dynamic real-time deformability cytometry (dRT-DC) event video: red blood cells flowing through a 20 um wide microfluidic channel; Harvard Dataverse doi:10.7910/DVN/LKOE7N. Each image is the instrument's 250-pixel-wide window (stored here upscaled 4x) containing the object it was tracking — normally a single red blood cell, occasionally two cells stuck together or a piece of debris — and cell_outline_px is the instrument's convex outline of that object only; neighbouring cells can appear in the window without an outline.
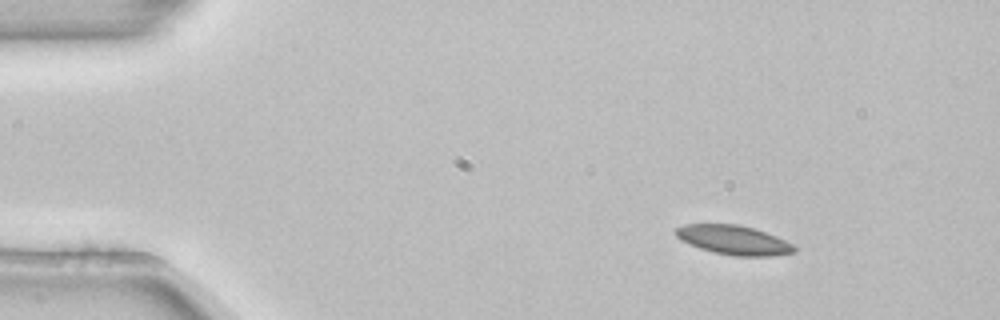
{"species": "common noctule bat (a hibernating species)", "species_latin": "Nyctalus noctula", "temperature_condition": "room temperature", "stored_images_in_passage": 3, "camera_frame_rate_fps": 3000, "um_per_image_px": 0.085, "animal": {"sex": "female", "body_mass_g": 22.7, "forearm_length_mm": 54.2}, "frame": {"image": 1, "passage_image": 1, "time_ms": 0.0, "image_size_px": [1000, 320], "cell_outline_px": [[796, 252], [772, 256], [736, 256], [712, 252], [700, 248], [680, 240], [672, 232], [676, 228], [684, 224], [740, 224], [776, 236], [792, 244], [796, 248]], "centroid_in_image_um": [62.33, 20.4], "position_along_channel_um": 22.7, "area_um2": 20.23}}
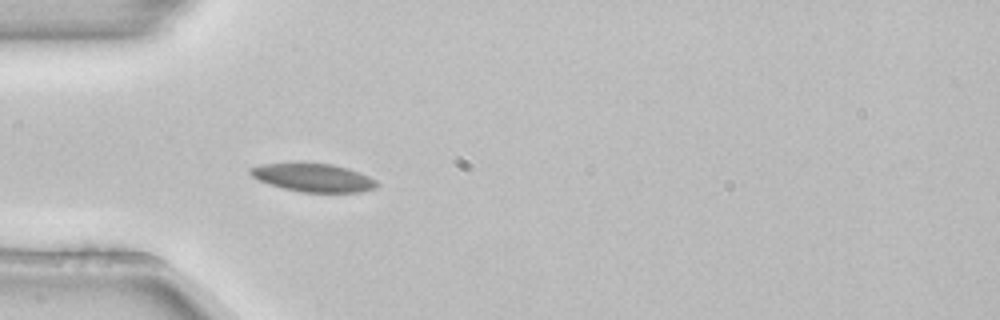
{"frame": {"image": 2, "passage_image": 3, "time_ms": 0.667, "image_size_px": [1000, 320], "cell_outline_px": [[380, 184], [376, 188], [360, 192], [300, 192], [268, 184], [252, 176], [248, 172], [248, 168], [260, 164], [296, 160], [300, 160], [332, 164], [348, 168], [360, 172], [376, 180]], "centroid_in_image_um": [26.58, 15.05], "position_along_channel_um": 58.4, "area_um2": 21.73}}